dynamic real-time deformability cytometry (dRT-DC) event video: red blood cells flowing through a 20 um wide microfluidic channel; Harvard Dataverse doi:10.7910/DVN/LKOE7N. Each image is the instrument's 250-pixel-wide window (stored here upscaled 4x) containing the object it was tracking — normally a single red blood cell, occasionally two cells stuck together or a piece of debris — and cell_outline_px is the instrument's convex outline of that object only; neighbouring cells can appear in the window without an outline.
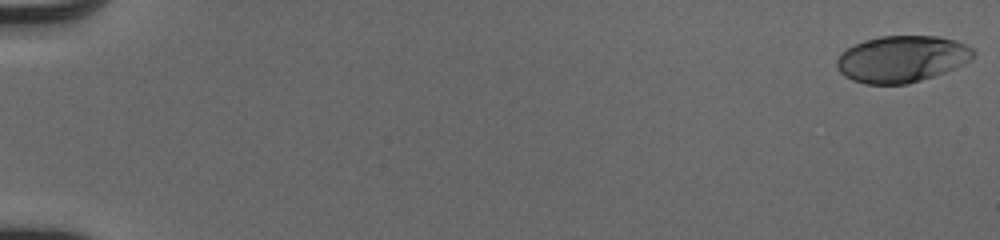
{"species": "human", "species_latin": "Homo sapiens", "temperature_condition": "cold", "stored_images_in_passage": 52, "camera_frame_rate_fps": 3000, "um_per_image_px": 0.085, "donor": {"sex": "male"}, "frame": {"image": 1, "passage_image": 1, "time_ms": 0.0, "image_size_px": [1000, 240], "cell_outline_px": [[976, 52], [964, 64], [956, 68], [908, 84], [864, 84], [852, 80], [844, 76], [836, 68], [836, 60], [840, 52], [864, 40], [880, 36], [940, 36], [956, 40], [972, 48]], "centroid_in_image_um": [76.63, 5.01], "position_along_channel_um": 8.4, "area_um2": 37.17}}
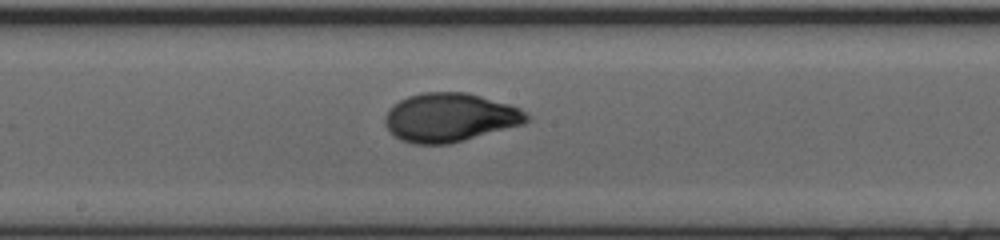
{"frame": {"image": 2, "passage_image": 30, "time_ms": 9.667, "image_size_px": [1000, 240], "cell_outline_px": [[532, 116], [524, 124], [464, 140], [448, 144], [412, 144], [400, 140], [388, 132], [384, 124], [384, 116], [388, 108], [392, 104], [408, 96], [420, 92], [468, 92], [508, 104], [520, 108], [528, 112]], "centroid_in_image_um": [38.21, 9.98], "position_along_channel_um": 210.0, "area_um2": 40.75}}
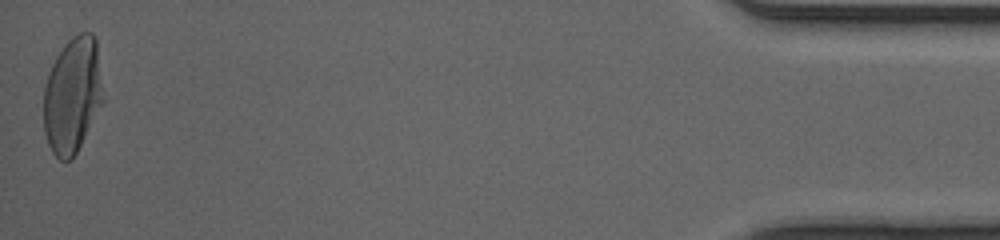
{"frame": {"image": 3, "passage_image": 52, "time_ms": 17.0, "image_size_px": [1000, 240], "cell_outline_px": [[104, 104], [72, 160], [60, 160], [52, 152], [48, 144], [44, 132], [44, 88], [52, 64], [56, 56], [64, 44], [72, 36], [80, 32], [92, 32], [96, 40], [104, 96]], "centroid_in_image_um": [6.18, 8.1], "position_along_channel_um": 429.0, "area_um2": 40.63}, "authors_computed_cell_mechanics": {"area_um2": 38.5526, "velocity_mm_per_s": 4.1013, "shape_relaxation_time_tau1_ms": 3.9021, "shape_relaxation_time_tau2_ms": null, "deformation_change_tau1": 0.21, "deformation_change_tau2": null}}